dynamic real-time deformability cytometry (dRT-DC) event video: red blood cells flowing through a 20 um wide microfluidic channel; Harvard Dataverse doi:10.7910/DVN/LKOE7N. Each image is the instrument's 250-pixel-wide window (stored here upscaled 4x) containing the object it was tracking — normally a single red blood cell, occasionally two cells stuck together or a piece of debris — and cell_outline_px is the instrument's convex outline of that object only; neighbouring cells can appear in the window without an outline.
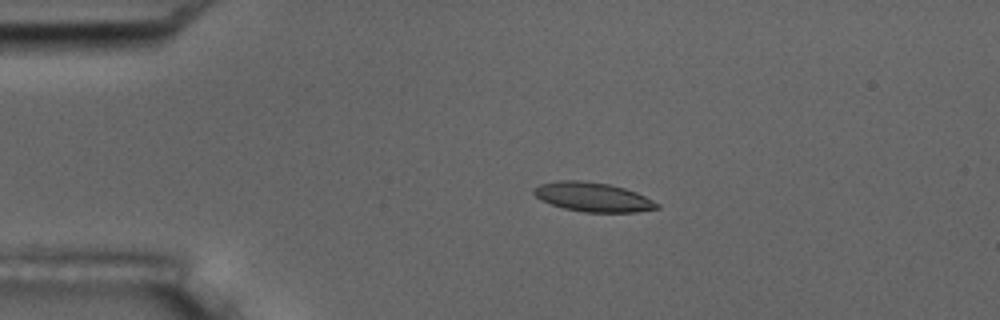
{"species": "common noctule bat (a hibernating species)", "species_latin": "Nyctalus noctula", "temperature_condition": "room temperature", "stored_images_in_passage": 7, "camera_frame_rate_fps": 3000, "um_per_image_px": 0.085, "animal": {"sex": "male", "body_mass_g": 17.5, "forearm_length_mm": 52.3}, "frame": {"image": 1, "passage_image": 4, "time_ms": 3.333, "image_size_px": [1000, 320], "cell_outline_px": [[660, 208], [636, 212], [584, 212], [564, 208], [540, 200], [532, 192], [532, 188], [540, 184], [556, 180], [580, 180], [608, 184], [624, 188], [636, 192], [660, 204]], "centroid_in_image_um": [50.37, 16.74], "position_along_channel_um": 34.6, "area_um2": 20.98}}
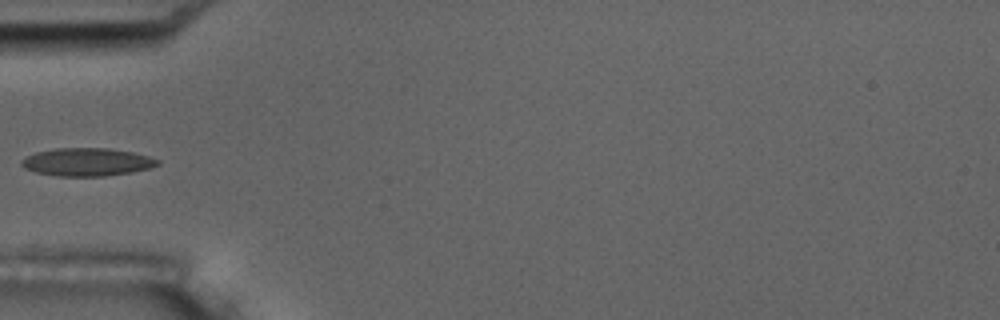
{"frame": {"image": 2, "passage_image": 6, "time_ms": 5.667, "image_size_px": [1000, 320], "cell_outline_px": [[160, 164], [148, 168], [132, 172], [104, 176], [56, 176], [36, 172], [24, 168], [20, 164], [20, 160], [36, 152], [56, 148], [108, 148], [132, 152], [148, 156], [160, 160]], "centroid_in_image_um": [7.38, 13.77], "position_along_channel_um": 77.6, "area_um2": 22.14}}